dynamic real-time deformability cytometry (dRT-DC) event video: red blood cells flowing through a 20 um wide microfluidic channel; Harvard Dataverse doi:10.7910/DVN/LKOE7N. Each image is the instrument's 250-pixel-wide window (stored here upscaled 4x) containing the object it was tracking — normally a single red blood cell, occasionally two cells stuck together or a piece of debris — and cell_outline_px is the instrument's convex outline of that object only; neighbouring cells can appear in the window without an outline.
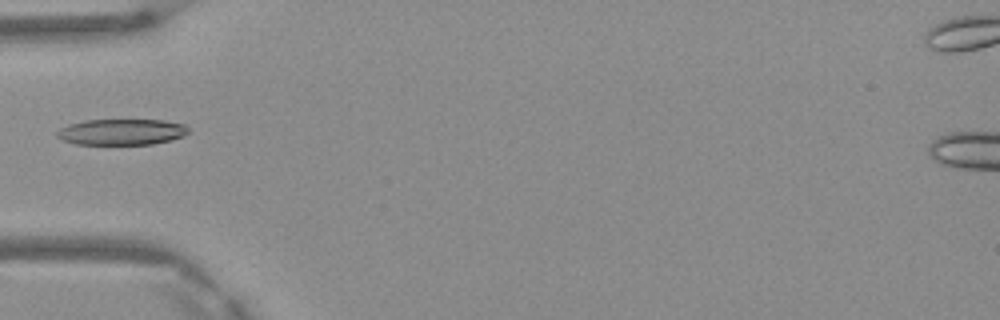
{"species": "Egyptian fruit bat (a non-hibernating species)", "species_latin": "Rousettus aegyptiacus", "temperature_condition": "warm", "stored_images_in_passage": 3, "camera_frame_rate_fps": 3000, "um_per_image_px": 0.085, "frame": {"image": 1, "passage_image": 3, "time_ms": 0.667, "image_size_px": [1000, 320], "cell_outline_px": [[188, 132], [184, 136], [172, 140], [152, 144], [76, 144], [60, 140], [56, 136], [56, 132], [60, 128], [68, 124], [84, 120], [164, 120], [184, 124], [188, 128]], "centroid_in_image_um": [10.31, 11.21], "position_along_channel_um": 74.7, "area_um2": 20.06}}